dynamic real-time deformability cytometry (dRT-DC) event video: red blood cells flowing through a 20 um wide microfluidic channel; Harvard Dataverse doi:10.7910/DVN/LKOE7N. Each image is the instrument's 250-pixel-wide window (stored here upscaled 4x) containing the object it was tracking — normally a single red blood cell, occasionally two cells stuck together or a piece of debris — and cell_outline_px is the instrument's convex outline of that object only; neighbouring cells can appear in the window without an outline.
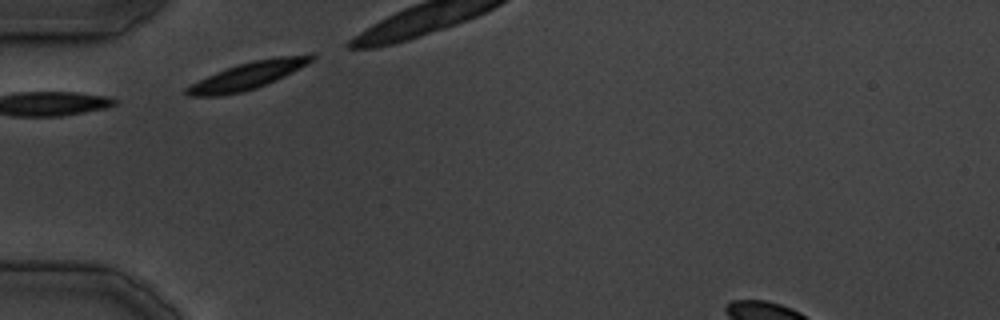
{"species": "common noctule bat (a hibernating species)", "species_latin": "Nyctalus noctula", "temperature_condition": "cold", "stored_images_in_passage": 6, "camera_frame_rate_fps": 3000, "um_per_image_px": 0.085, "animal": {"sex": "male", "body_mass_g": 19.5, "forearm_length_mm": 54.6}, "frame": {"image": 1, "passage_image": 1, "time_ms": 0.0, "image_size_px": [1000, 320], "cell_outline_px": [[316, 56], [312, 60], [292, 72], [284, 76], [256, 88], [240, 92], [220, 96], [184, 96], [184, 88], [216, 72], [252, 60], [280, 56], [312, 52]], "centroid_in_image_um": [21.06, 6.42], "position_along_channel_um": 63.9, "area_um2": 19.59}}